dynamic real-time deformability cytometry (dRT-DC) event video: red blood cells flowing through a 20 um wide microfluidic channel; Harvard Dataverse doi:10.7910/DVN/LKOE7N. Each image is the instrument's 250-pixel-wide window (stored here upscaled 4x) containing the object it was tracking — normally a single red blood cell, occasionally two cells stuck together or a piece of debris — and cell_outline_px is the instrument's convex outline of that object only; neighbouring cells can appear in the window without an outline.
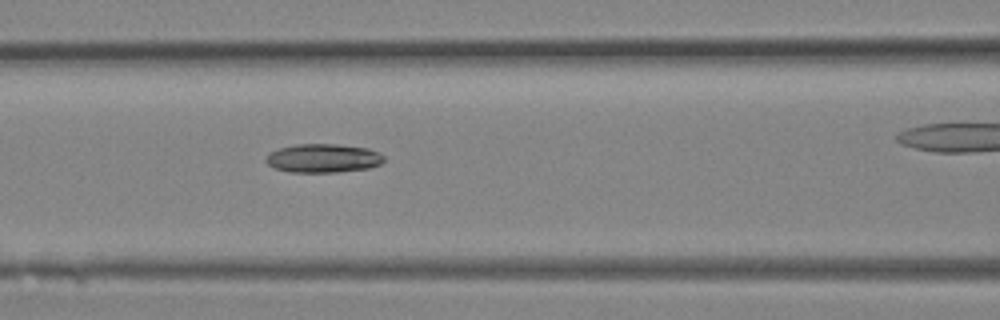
{"species": "Egyptian fruit bat (a non-hibernating species)", "species_latin": "Rousettus aegyptiacus", "temperature_condition": "room temperature", "stored_images_in_passage": 9, "segment_of_instrument_passage": [1, 2], "camera_frame_rate_fps": 3000, "um_per_image_px": 0.085, "animal": {"sex": "female"}, "frame": {"image": 1, "passage_image": 8, "time_ms": 2.333, "image_size_px": [1000, 320], "cell_outline_px": [[384, 160], [380, 164], [368, 168], [336, 172], [288, 172], [276, 168], [268, 164], [264, 160], [264, 156], [268, 152], [280, 148], [296, 144], [336, 144], [368, 148], [380, 152], [384, 156]], "centroid_in_image_um": [27.44, 13.44], "position_along_channel_um": 139.2, "area_um2": 19.88}}